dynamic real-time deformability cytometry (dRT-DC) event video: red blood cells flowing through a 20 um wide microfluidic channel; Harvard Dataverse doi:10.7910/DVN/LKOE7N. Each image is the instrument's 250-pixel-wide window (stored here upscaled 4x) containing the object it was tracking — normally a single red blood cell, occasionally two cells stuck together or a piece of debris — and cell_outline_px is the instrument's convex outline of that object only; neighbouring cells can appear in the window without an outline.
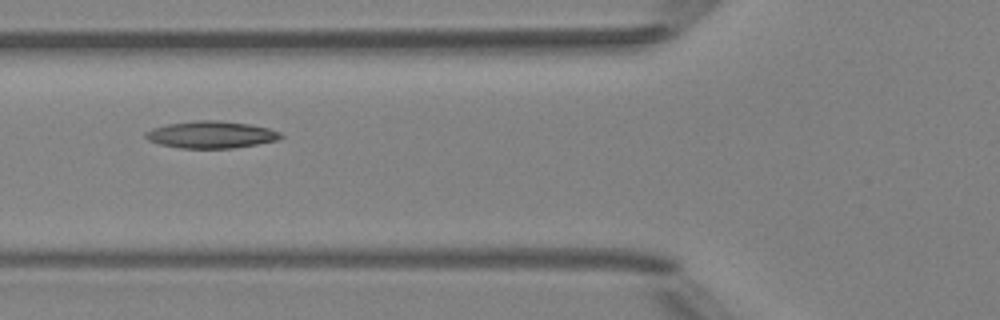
{"species": "Egyptian fruit bat (a non-hibernating species)", "species_latin": "Rousettus aegyptiacus", "temperature_condition": "room temperature", "stored_images_in_passage": 6, "camera_frame_rate_fps": 3000, "um_per_image_px": 0.085, "animal": {"sex": "female"}, "frame": {"image": 1, "passage_image": 6, "time_ms": 5.667, "image_size_px": [1000, 320], "cell_outline_px": [[284, 136], [280, 140], [232, 148], [180, 148], [160, 144], [148, 140], [144, 136], [144, 132], [152, 128], [168, 124], [196, 120], [216, 120], [248, 124], [268, 128], [280, 132]], "centroid_in_image_um": [17.94, 11.44], "position_along_channel_um": 107.9, "area_um2": 21.27}}